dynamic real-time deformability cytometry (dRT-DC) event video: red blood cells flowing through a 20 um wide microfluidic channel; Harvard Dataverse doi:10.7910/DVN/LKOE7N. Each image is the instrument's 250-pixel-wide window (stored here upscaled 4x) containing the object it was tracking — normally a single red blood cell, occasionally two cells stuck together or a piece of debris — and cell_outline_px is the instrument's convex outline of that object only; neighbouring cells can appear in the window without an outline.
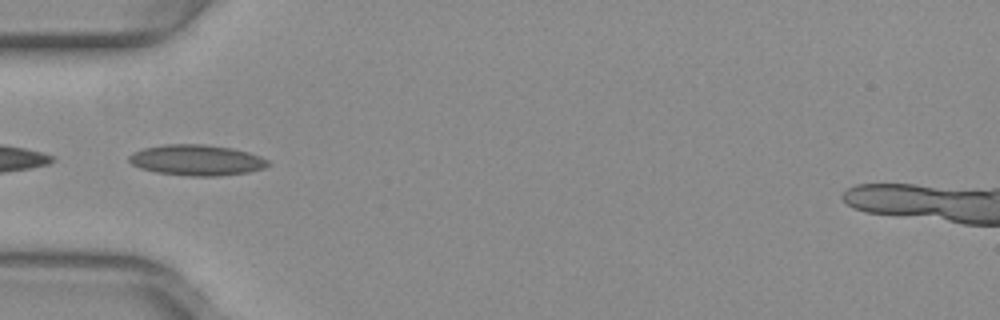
{"species": "common noctule bat (a hibernating species)", "species_latin": "Nyctalus noctula", "temperature_condition": "warm", "stored_images_in_passage": 22, "camera_frame_rate_fps": 3000, "um_per_image_px": 0.085, "animal": {"sex": "female", "body_mass_g": 29.2, "forearm_length_mm": 56.3}, "frame": {"image": 1, "passage_image": 16, "time_ms": 5.0, "image_size_px": [1000, 320], "cell_outline_px": [[272, 164], [264, 168], [248, 172], [220, 176], [188, 176], [156, 172], [140, 168], [132, 164], [128, 160], [128, 156], [132, 152], [144, 148], [164, 144], [204, 144], [232, 148], [248, 152], [260, 156], [268, 160]], "centroid_in_image_um": [16.72, 13.61], "position_along_channel_um": 68.3, "area_um2": 25.09}}
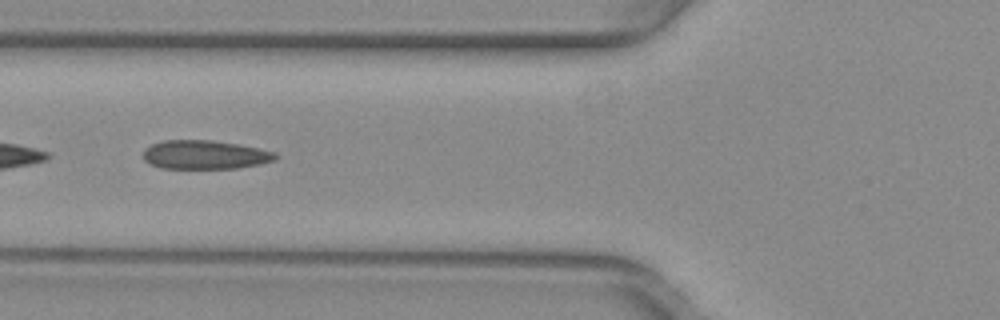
{"frame": {"image": 2, "passage_image": 19, "time_ms": 6.0, "image_size_px": [1000, 320], "cell_outline_px": [[280, 156], [276, 160], [260, 164], [236, 168], [160, 168], [144, 160], [144, 148], [152, 144], [164, 140], [212, 140], [240, 144], [276, 152]], "centroid_in_image_um": [17.46, 13.14], "position_along_channel_um": 108.3, "area_um2": 22.31}}